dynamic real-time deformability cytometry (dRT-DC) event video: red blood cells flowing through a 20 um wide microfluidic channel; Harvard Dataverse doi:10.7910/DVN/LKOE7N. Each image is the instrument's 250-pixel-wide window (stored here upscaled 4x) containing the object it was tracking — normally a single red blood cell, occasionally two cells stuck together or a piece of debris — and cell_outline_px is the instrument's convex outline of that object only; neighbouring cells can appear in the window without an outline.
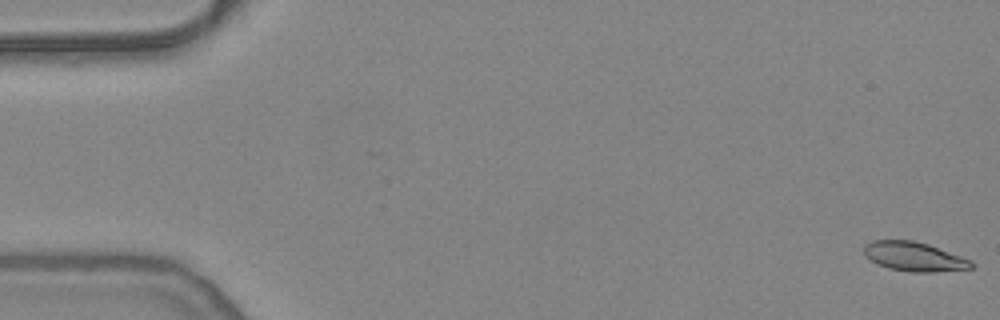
{"species": "common noctule bat (a hibernating species)", "species_latin": "Nyctalus noctula", "temperature_condition": "warm", "stored_images_in_passage": 54, "camera_frame_rate_fps": 3000, "um_per_image_px": 0.085, "animal": {"sex": "female", "body_mass_g": 24.6, "forearm_length_mm": 56.2}, "frame": {"image": 1, "passage_image": 1, "time_ms": 0.0, "image_size_px": [1000, 320], "cell_outline_px": [[976, 264], [972, 268], [936, 272], [908, 272], [888, 268], [876, 264], [864, 256], [864, 248], [872, 240], [912, 240], [928, 244], [972, 260]], "centroid_in_image_um": [77.71, 21.82], "position_along_channel_um": 7.3, "area_um2": 18.44}}
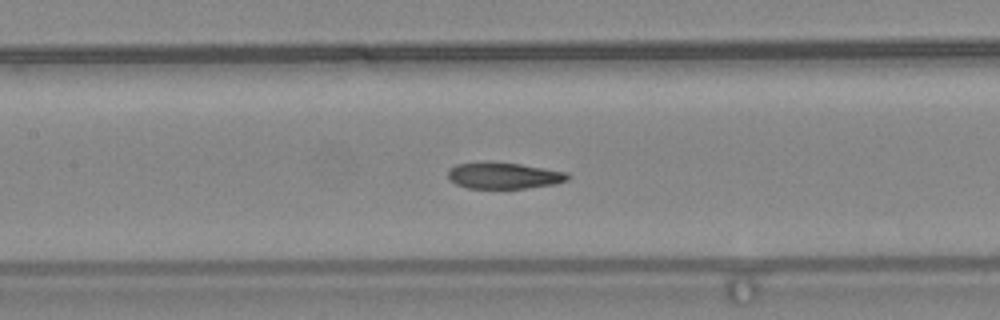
{"frame": {"image": 2, "passage_image": 25, "time_ms": 8.0, "image_size_px": [1000, 320], "cell_outline_px": [[572, 176], [568, 180], [556, 184], [524, 188], [468, 188], [456, 184], [448, 176], [448, 168], [456, 164], [520, 164], [568, 172]], "centroid_in_image_um": [42.9, 14.96], "position_along_channel_um": 164.5, "area_um2": 17.8}}
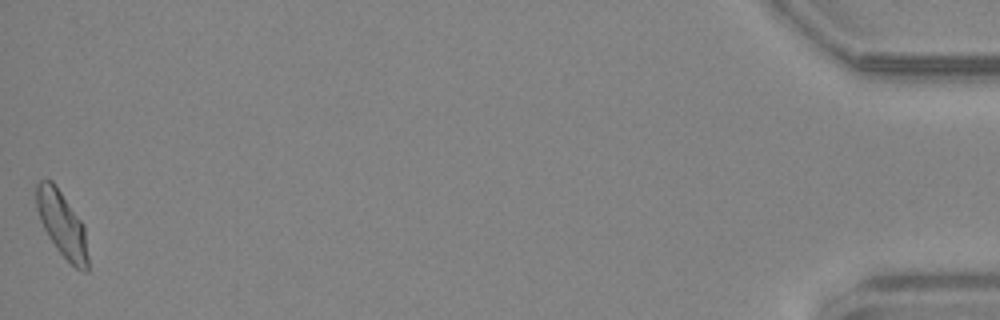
{"frame": {"image": 3, "passage_image": 54, "time_ms": 17.667, "image_size_px": [1000, 320], "cell_outline_px": [[88, 272], [84, 272], [76, 268], [56, 248], [48, 236], [40, 220], [36, 208], [36, 184], [40, 180], [52, 180], [56, 184], [84, 224], [88, 256]], "centroid_in_image_um": [5.28, 19.04], "position_along_channel_um": 429.9, "area_um2": 19.77}, "authors_computed_cell_mechanics": {"area_um2": 19.1607, "velocity_mm_per_s": 3.8035, "shape_relaxation_time_tau1_ms": 9.6005, "shape_relaxation_time_tau2_ms": 1.8229, "deformation_change_tau1": 0.2389, "deformation_change_tau2": 0.069}}